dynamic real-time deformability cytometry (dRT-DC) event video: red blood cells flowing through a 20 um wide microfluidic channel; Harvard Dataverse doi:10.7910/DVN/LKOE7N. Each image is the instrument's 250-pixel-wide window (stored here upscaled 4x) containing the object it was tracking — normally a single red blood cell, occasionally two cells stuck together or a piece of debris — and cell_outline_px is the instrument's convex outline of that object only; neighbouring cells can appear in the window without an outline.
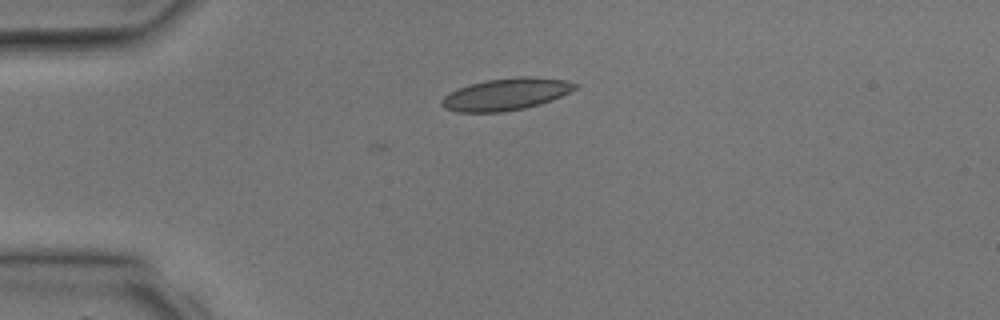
{"species": "common noctule bat (a hibernating species)", "species_latin": "Nyctalus noctula", "temperature_condition": "room temperature", "stored_images_in_passage": 4, "camera_frame_rate_fps": 3000, "um_per_image_px": 0.085, "animal": {"sex": "male", "body_mass_g": 17.9, "forearm_length_mm": 54.2}, "frame": {"image": 1, "passage_image": 4, "time_ms": 3.667, "image_size_px": [1000, 320], "cell_outline_px": [[580, 84], [576, 88], [552, 100], [540, 104], [524, 108], [504, 112], [456, 112], [444, 108], [440, 104], [440, 100], [444, 96], [468, 84], [484, 80], [532, 76], [568, 80]], "centroid_in_image_um": [43.01, 8.01], "position_along_channel_um": 42.0, "area_um2": 24.85}}